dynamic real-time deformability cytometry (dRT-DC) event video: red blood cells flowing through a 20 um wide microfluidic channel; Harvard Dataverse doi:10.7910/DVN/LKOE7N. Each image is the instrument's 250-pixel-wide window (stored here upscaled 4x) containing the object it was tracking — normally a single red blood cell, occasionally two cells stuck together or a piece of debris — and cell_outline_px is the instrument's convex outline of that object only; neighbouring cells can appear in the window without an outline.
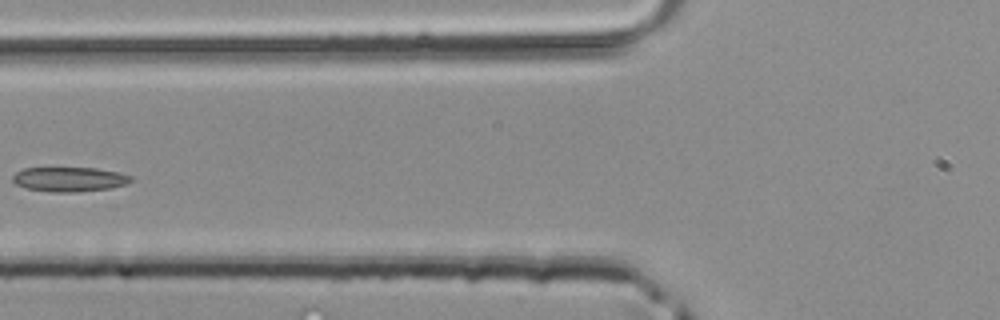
{"species": "common noctule bat (a hibernating species)", "species_latin": "Nyctalus noctula", "temperature_condition": "room temperature", "stored_images_in_passage": 4, "camera_frame_rate_fps": 3000, "um_per_image_px": 0.085, "animal": {"sex": "male", "body_mass_g": 20.4}, "frame": {"image": 1, "passage_image": 4, "time_ms": 1.0, "image_size_px": [1000, 320], "cell_outline_px": [[132, 180], [128, 184], [112, 188], [72, 192], [52, 192], [28, 188], [16, 184], [12, 180], [12, 176], [16, 172], [24, 168], [96, 168], [120, 172], [132, 176]], "centroid_in_image_um": [5.94, 15.23], "position_along_channel_um": 119.9, "area_um2": 16.94}}